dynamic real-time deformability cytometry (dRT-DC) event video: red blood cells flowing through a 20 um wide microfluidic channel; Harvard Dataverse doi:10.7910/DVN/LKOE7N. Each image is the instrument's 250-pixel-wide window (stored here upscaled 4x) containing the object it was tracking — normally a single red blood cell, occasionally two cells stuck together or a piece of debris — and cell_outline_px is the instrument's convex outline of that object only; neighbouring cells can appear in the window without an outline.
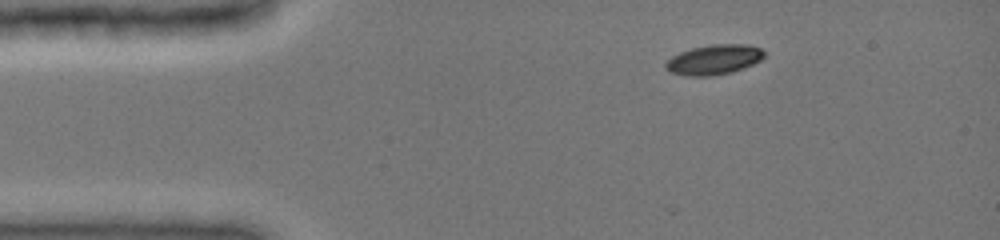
{"species": "common noctule bat (a hibernating species)", "species_latin": "Nyctalus noctula", "temperature_condition": "cold", "stored_images_in_passage": 20, "camera_frame_rate_fps": 3000, "um_per_image_px": 0.085, "animal": {"sex": "female", "body_mass_g": 19.0, "forearm_length_mm": 51.5}, "frame": {"image": 1, "passage_image": 1, "time_ms": 0.0, "image_size_px": [1000, 240], "cell_outline_px": [[764, 56], [760, 60], [744, 68], [732, 72], [712, 76], [684, 76], [672, 72], [664, 68], [664, 64], [672, 56], [680, 52], [692, 48], [712, 44], [748, 44], [760, 48], [764, 52]], "centroid_in_image_um": [60.67, 5.07], "position_along_channel_um": 24.3, "area_um2": 17.22}}
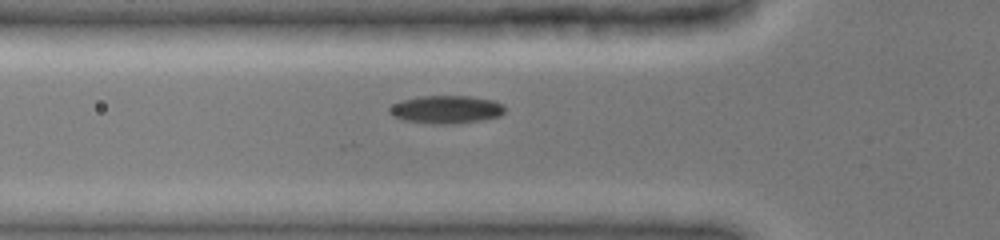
{"frame": {"image": 2, "passage_image": 17, "time_ms": 3.0, "image_size_px": [1000, 240], "cell_outline_px": [[504, 112], [500, 116], [484, 120], [456, 124], [432, 124], [400, 120], [392, 116], [388, 112], [388, 108], [392, 104], [404, 100], [420, 96], [468, 96], [492, 100], [500, 104], [504, 108]], "centroid_in_image_um": [37.88, 9.33], "position_along_channel_um": 87.9, "area_um2": 18.96}}